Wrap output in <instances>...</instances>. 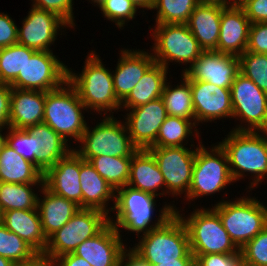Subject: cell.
Returning a JSON list of instances; mask_svg holds the SVG:
<instances>
[{
    "label": "cell",
    "mask_w": 267,
    "mask_h": 266,
    "mask_svg": "<svg viewBox=\"0 0 267 266\" xmlns=\"http://www.w3.org/2000/svg\"><path fill=\"white\" fill-rule=\"evenodd\" d=\"M218 143L226 152L234 183L251 173L246 188L250 192L267 178V131L231 130Z\"/></svg>",
    "instance_id": "obj_1"
},
{
    "label": "cell",
    "mask_w": 267,
    "mask_h": 266,
    "mask_svg": "<svg viewBox=\"0 0 267 266\" xmlns=\"http://www.w3.org/2000/svg\"><path fill=\"white\" fill-rule=\"evenodd\" d=\"M157 196L129 187L128 185L116 190L113 219L110 216V223L119 233L125 229L139 235L149 233L152 229L162 226L177 210L174 204H166L159 210L156 220H152L156 205ZM156 206V207H155ZM154 222V223H153ZM151 224V225H150Z\"/></svg>",
    "instance_id": "obj_2"
},
{
    "label": "cell",
    "mask_w": 267,
    "mask_h": 266,
    "mask_svg": "<svg viewBox=\"0 0 267 266\" xmlns=\"http://www.w3.org/2000/svg\"><path fill=\"white\" fill-rule=\"evenodd\" d=\"M87 55L81 73L68 67L67 81L76 89L88 113L90 109L99 115L114 114L121 110V102L114 92L112 71L104 66L95 50Z\"/></svg>",
    "instance_id": "obj_3"
},
{
    "label": "cell",
    "mask_w": 267,
    "mask_h": 266,
    "mask_svg": "<svg viewBox=\"0 0 267 266\" xmlns=\"http://www.w3.org/2000/svg\"><path fill=\"white\" fill-rule=\"evenodd\" d=\"M131 249L150 265L175 259H195L183 221L174 213L162 226L140 235Z\"/></svg>",
    "instance_id": "obj_4"
},
{
    "label": "cell",
    "mask_w": 267,
    "mask_h": 266,
    "mask_svg": "<svg viewBox=\"0 0 267 266\" xmlns=\"http://www.w3.org/2000/svg\"><path fill=\"white\" fill-rule=\"evenodd\" d=\"M235 199H222L212 209L219 215L232 242L241 250L267 226V206L255 196L243 195Z\"/></svg>",
    "instance_id": "obj_5"
},
{
    "label": "cell",
    "mask_w": 267,
    "mask_h": 266,
    "mask_svg": "<svg viewBox=\"0 0 267 266\" xmlns=\"http://www.w3.org/2000/svg\"><path fill=\"white\" fill-rule=\"evenodd\" d=\"M101 117L95 127L90 128L87 124L74 150L86 161L101 155L132 157L139 149L133 144L125 122L117 120L114 115Z\"/></svg>",
    "instance_id": "obj_6"
},
{
    "label": "cell",
    "mask_w": 267,
    "mask_h": 266,
    "mask_svg": "<svg viewBox=\"0 0 267 266\" xmlns=\"http://www.w3.org/2000/svg\"><path fill=\"white\" fill-rule=\"evenodd\" d=\"M84 110L76 89L66 81L60 88L46 92L43 122L67 142L73 139L78 143L87 126Z\"/></svg>",
    "instance_id": "obj_7"
},
{
    "label": "cell",
    "mask_w": 267,
    "mask_h": 266,
    "mask_svg": "<svg viewBox=\"0 0 267 266\" xmlns=\"http://www.w3.org/2000/svg\"><path fill=\"white\" fill-rule=\"evenodd\" d=\"M201 141L199 139L197 144L189 191L184 196V200L190 203L194 199L219 193L234 182L226 152L221 145L217 142V145L206 148Z\"/></svg>",
    "instance_id": "obj_8"
},
{
    "label": "cell",
    "mask_w": 267,
    "mask_h": 266,
    "mask_svg": "<svg viewBox=\"0 0 267 266\" xmlns=\"http://www.w3.org/2000/svg\"><path fill=\"white\" fill-rule=\"evenodd\" d=\"M181 210L175 213L186 226L193 255L230 254L239 249L224 229L219 215L212 208H197L188 217Z\"/></svg>",
    "instance_id": "obj_9"
},
{
    "label": "cell",
    "mask_w": 267,
    "mask_h": 266,
    "mask_svg": "<svg viewBox=\"0 0 267 266\" xmlns=\"http://www.w3.org/2000/svg\"><path fill=\"white\" fill-rule=\"evenodd\" d=\"M110 216L100 210L80 208L62 228L47 239L41 257L51 263L63 254L74 252L83 241L99 234L110 223Z\"/></svg>",
    "instance_id": "obj_10"
},
{
    "label": "cell",
    "mask_w": 267,
    "mask_h": 266,
    "mask_svg": "<svg viewBox=\"0 0 267 266\" xmlns=\"http://www.w3.org/2000/svg\"><path fill=\"white\" fill-rule=\"evenodd\" d=\"M151 31L152 55L166 69L170 62L190 67L204 52L186 24H156Z\"/></svg>",
    "instance_id": "obj_11"
},
{
    "label": "cell",
    "mask_w": 267,
    "mask_h": 266,
    "mask_svg": "<svg viewBox=\"0 0 267 266\" xmlns=\"http://www.w3.org/2000/svg\"><path fill=\"white\" fill-rule=\"evenodd\" d=\"M231 100L232 118L241 122L231 130L267 131V93L240 72L231 85Z\"/></svg>",
    "instance_id": "obj_12"
},
{
    "label": "cell",
    "mask_w": 267,
    "mask_h": 266,
    "mask_svg": "<svg viewBox=\"0 0 267 266\" xmlns=\"http://www.w3.org/2000/svg\"><path fill=\"white\" fill-rule=\"evenodd\" d=\"M67 78L68 66L58 56L52 51H36L33 55H26L22 71L10 86L48 92L60 88Z\"/></svg>",
    "instance_id": "obj_13"
},
{
    "label": "cell",
    "mask_w": 267,
    "mask_h": 266,
    "mask_svg": "<svg viewBox=\"0 0 267 266\" xmlns=\"http://www.w3.org/2000/svg\"><path fill=\"white\" fill-rule=\"evenodd\" d=\"M189 145L191 148L154 146L148 149L163 175L166 195L181 197L184 193L185 196L188 194L197 150L192 142Z\"/></svg>",
    "instance_id": "obj_14"
},
{
    "label": "cell",
    "mask_w": 267,
    "mask_h": 266,
    "mask_svg": "<svg viewBox=\"0 0 267 266\" xmlns=\"http://www.w3.org/2000/svg\"><path fill=\"white\" fill-rule=\"evenodd\" d=\"M28 15L22 20V26L18 27L17 43L36 51H53L51 46L62 35V29L70 26L55 13L31 6ZM67 27V28H66Z\"/></svg>",
    "instance_id": "obj_15"
},
{
    "label": "cell",
    "mask_w": 267,
    "mask_h": 266,
    "mask_svg": "<svg viewBox=\"0 0 267 266\" xmlns=\"http://www.w3.org/2000/svg\"><path fill=\"white\" fill-rule=\"evenodd\" d=\"M239 72L238 56L217 51H204L190 67L182 70L190 81H205L228 89Z\"/></svg>",
    "instance_id": "obj_16"
},
{
    "label": "cell",
    "mask_w": 267,
    "mask_h": 266,
    "mask_svg": "<svg viewBox=\"0 0 267 266\" xmlns=\"http://www.w3.org/2000/svg\"><path fill=\"white\" fill-rule=\"evenodd\" d=\"M126 111L124 121L133 144L138 149L154 147L160 127L167 117L162 97Z\"/></svg>",
    "instance_id": "obj_17"
},
{
    "label": "cell",
    "mask_w": 267,
    "mask_h": 266,
    "mask_svg": "<svg viewBox=\"0 0 267 266\" xmlns=\"http://www.w3.org/2000/svg\"><path fill=\"white\" fill-rule=\"evenodd\" d=\"M195 123L212 122L233 116L231 89L205 81H190Z\"/></svg>",
    "instance_id": "obj_18"
},
{
    "label": "cell",
    "mask_w": 267,
    "mask_h": 266,
    "mask_svg": "<svg viewBox=\"0 0 267 266\" xmlns=\"http://www.w3.org/2000/svg\"><path fill=\"white\" fill-rule=\"evenodd\" d=\"M44 186L82 208L80 155L73 149L43 173Z\"/></svg>",
    "instance_id": "obj_19"
},
{
    "label": "cell",
    "mask_w": 267,
    "mask_h": 266,
    "mask_svg": "<svg viewBox=\"0 0 267 266\" xmlns=\"http://www.w3.org/2000/svg\"><path fill=\"white\" fill-rule=\"evenodd\" d=\"M126 247L122 235L109 223L99 234L83 241L73 253L92 266H119Z\"/></svg>",
    "instance_id": "obj_20"
},
{
    "label": "cell",
    "mask_w": 267,
    "mask_h": 266,
    "mask_svg": "<svg viewBox=\"0 0 267 266\" xmlns=\"http://www.w3.org/2000/svg\"><path fill=\"white\" fill-rule=\"evenodd\" d=\"M154 62L151 51L121 48L116 68L112 71L114 92L120 102L129 95Z\"/></svg>",
    "instance_id": "obj_21"
},
{
    "label": "cell",
    "mask_w": 267,
    "mask_h": 266,
    "mask_svg": "<svg viewBox=\"0 0 267 266\" xmlns=\"http://www.w3.org/2000/svg\"><path fill=\"white\" fill-rule=\"evenodd\" d=\"M226 5L220 0H202L186 23L204 51H217L222 9Z\"/></svg>",
    "instance_id": "obj_22"
},
{
    "label": "cell",
    "mask_w": 267,
    "mask_h": 266,
    "mask_svg": "<svg viewBox=\"0 0 267 266\" xmlns=\"http://www.w3.org/2000/svg\"><path fill=\"white\" fill-rule=\"evenodd\" d=\"M251 22L240 5L222 9L217 52L240 56L247 50Z\"/></svg>",
    "instance_id": "obj_23"
},
{
    "label": "cell",
    "mask_w": 267,
    "mask_h": 266,
    "mask_svg": "<svg viewBox=\"0 0 267 266\" xmlns=\"http://www.w3.org/2000/svg\"><path fill=\"white\" fill-rule=\"evenodd\" d=\"M46 92L12 88L9 124L14 129H27L43 122Z\"/></svg>",
    "instance_id": "obj_24"
},
{
    "label": "cell",
    "mask_w": 267,
    "mask_h": 266,
    "mask_svg": "<svg viewBox=\"0 0 267 266\" xmlns=\"http://www.w3.org/2000/svg\"><path fill=\"white\" fill-rule=\"evenodd\" d=\"M80 183L82 189V208L100 210L107 215L115 205L116 191L101 177L94 166L80 156ZM113 201V206H108Z\"/></svg>",
    "instance_id": "obj_25"
},
{
    "label": "cell",
    "mask_w": 267,
    "mask_h": 266,
    "mask_svg": "<svg viewBox=\"0 0 267 266\" xmlns=\"http://www.w3.org/2000/svg\"><path fill=\"white\" fill-rule=\"evenodd\" d=\"M127 185L155 196H166L163 175L153 154L148 149H139L132 156L130 176ZM159 190H161V192Z\"/></svg>",
    "instance_id": "obj_26"
},
{
    "label": "cell",
    "mask_w": 267,
    "mask_h": 266,
    "mask_svg": "<svg viewBox=\"0 0 267 266\" xmlns=\"http://www.w3.org/2000/svg\"><path fill=\"white\" fill-rule=\"evenodd\" d=\"M43 194L38 197V211L41 218V227L48 239L52 234L62 228L80 209L73 201L56 195L44 185L39 191Z\"/></svg>",
    "instance_id": "obj_27"
},
{
    "label": "cell",
    "mask_w": 267,
    "mask_h": 266,
    "mask_svg": "<svg viewBox=\"0 0 267 266\" xmlns=\"http://www.w3.org/2000/svg\"><path fill=\"white\" fill-rule=\"evenodd\" d=\"M1 223L11 232L26 241L40 255L47 246L38 209L9 210L2 212Z\"/></svg>",
    "instance_id": "obj_28"
},
{
    "label": "cell",
    "mask_w": 267,
    "mask_h": 266,
    "mask_svg": "<svg viewBox=\"0 0 267 266\" xmlns=\"http://www.w3.org/2000/svg\"><path fill=\"white\" fill-rule=\"evenodd\" d=\"M0 182L44 184L43 173L7 144L0 151Z\"/></svg>",
    "instance_id": "obj_29"
},
{
    "label": "cell",
    "mask_w": 267,
    "mask_h": 266,
    "mask_svg": "<svg viewBox=\"0 0 267 266\" xmlns=\"http://www.w3.org/2000/svg\"><path fill=\"white\" fill-rule=\"evenodd\" d=\"M26 130L34 137H38L41 152L37 159V168L42 173L74 149L70 143L44 122L30 126Z\"/></svg>",
    "instance_id": "obj_30"
},
{
    "label": "cell",
    "mask_w": 267,
    "mask_h": 266,
    "mask_svg": "<svg viewBox=\"0 0 267 266\" xmlns=\"http://www.w3.org/2000/svg\"><path fill=\"white\" fill-rule=\"evenodd\" d=\"M168 69L154 62L144 73L129 95L121 102V109L136 108L162 97Z\"/></svg>",
    "instance_id": "obj_31"
},
{
    "label": "cell",
    "mask_w": 267,
    "mask_h": 266,
    "mask_svg": "<svg viewBox=\"0 0 267 266\" xmlns=\"http://www.w3.org/2000/svg\"><path fill=\"white\" fill-rule=\"evenodd\" d=\"M181 83L172 85L166 82L162 93L167 116H176L186 120H195L194 106L192 102V91L190 80L181 74ZM171 84V85H170Z\"/></svg>",
    "instance_id": "obj_32"
},
{
    "label": "cell",
    "mask_w": 267,
    "mask_h": 266,
    "mask_svg": "<svg viewBox=\"0 0 267 266\" xmlns=\"http://www.w3.org/2000/svg\"><path fill=\"white\" fill-rule=\"evenodd\" d=\"M43 185L0 182L1 211L38 209L39 196L38 193H35V190L37 188L38 191L41 190ZM34 187H36L35 190Z\"/></svg>",
    "instance_id": "obj_33"
},
{
    "label": "cell",
    "mask_w": 267,
    "mask_h": 266,
    "mask_svg": "<svg viewBox=\"0 0 267 266\" xmlns=\"http://www.w3.org/2000/svg\"><path fill=\"white\" fill-rule=\"evenodd\" d=\"M195 127V128H194ZM194 128V130H193ZM195 120H186L176 116H167L160 127L154 146L181 147L187 146L189 136L200 137ZM187 139V140H186ZM186 141V142H185ZM184 143V144H183Z\"/></svg>",
    "instance_id": "obj_34"
},
{
    "label": "cell",
    "mask_w": 267,
    "mask_h": 266,
    "mask_svg": "<svg viewBox=\"0 0 267 266\" xmlns=\"http://www.w3.org/2000/svg\"><path fill=\"white\" fill-rule=\"evenodd\" d=\"M0 256L15 265L30 264L41 257L26 241L0 223Z\"/></svg>",
    "instance_id": "obj_35"
},
{
    "label": "cell",
    "mask_w": 267,
    "mask_h": 266,
    "mask_svg": "<svg viewBox=\"0 0 267 266\" xmlns=\"http://www.w3.org/2000/svg\"><path fill=\"white\" fill-rule=\"evenodd\" d=\"M132 157H93L89 162L95 170L116 191L127 185L130 176V165Z\"/></svg>",
    "instance_id": "obj_36"
},
{
    "label": "cell",
    "mask_w": 267,
    "mask_h": 266,
    "mask_svg": "<svg viewBox=\"0 0 267 266\" xmlns=\"http://www.w3.org/2000/svg\"><path fill=\"white\" fill-rule=\"evenodd\" d=\"M202 0H154L156 24H186L194 8Z\"/></svg>",
    "instance_id": "obj_37"
},
{
    "label": "cell",
    "mask_w": 267,
    "mask_h": 266,
    "mask_svg": "<svg viewBox=\"0 0 267 266\" xmlns=\"http://www.w3.org/2000/svg\"><path fill=\"white\" fill-rule=\"evenodd\" d=\"M36 50L20 44L0 49V82L11 84L22 71L26 55H33Z\"/></svg>",
    "instance_id": "obj_38"
},
{
    "label": "cell",
    "mask_w": 267,
    "mask_h": 266,
    "mask_svg": "<svg viewBox=\"0 0 267 266\" xmlns=\"http://www.w3.org/2000/svg\"><path fill=\"white\" fill-rule=\"evenodd\" d=\"M238 58L240 73L267 93V54L245 51Z\"/></svg>",
    "instance_id": "obj_39"
},
{
    "label": "cell",
    "mask_w": 267,
    "mask_h": 266,
    "mask_svg": "<svg viewBox=\"0 0 267 266\" xmlns=\"http://www.w3.org/2000/svg\"><path fill=\"white\" fill-rule=\"evenodd\" d=\"M6 130V144L37 167V159L41 152L38 137H34L26 129L9 127Z\"/></svg>",
    "instance_id": "obj_40"
},
{
    "label": "cell",
    "mask_w": 267,
    "mask_h": 266,
    "mask_svg": "<svg viewBox=\"0 0 267 266\" xmlns=\"http://www.w3.org/2000/svg\"><path fill=\"white\" fill-rule=\"evenodd\" d=\"M98 7L104 18L114 22L121 30L129 20L133 21L138 11L131 0H105Z\"/></svg>",
    "instance_id": "obj_41"
},
{
    "label": "cell",
    "mask_w": 267,
    "mask_h": 266,
    "mask_svg": "<svg viewBox=\"0 0 267 266\" xmlns=\"http://www.w3.org/2000/svg\"><path fill=\"white\" fill-rule=\"evenodd\" d=\"M240 251L245 266H267V226Z\"/></svg>",
    "instance_id": "obj_42"
},
{
    "label": "cell",
    "mask_w": 267,
    "mask_h": 266,
    "mask_svg": "<svg viewBox=\"0 0 267 266\" xmlns=\"http://www.w3.org/2000/svg\"><path fill=\"white\" fill-rule=\"evenodd\" d=\"M32 7L42 9L45 11H49L55 13L60 18H62L70 28H74L76 24L74 23V13H73V5L74 0H31Z\"/></svg>",
    "instance_id": "obj_43"
},
{
    "label": "cell",
    "mask_w": 267,
    "mask_h": 266,
    "mask_svg": "<svg viewBox=\"0 0 267 266\" xmlns=\"http://www.w3.org/2000/svg\"><path fill=\"white\" fill-rule=\"evenodd\" d=\"M195 266H245L243 256L239 250L230 254L194 255Z\"/></svg>",
    "instance_id": "obj_44"
},
{
    "label": "cell",
    "mask_w": 267,
    "mask_h": 266,
    "mask_svg": "<svg viewBox=\"0 0 267 266\" xmlns=\"http://www.w3.org/2000/svg\"><path fill=\"white\" fill-rule=\"evenodd\" d=\"M246 51L267 54V22L251 23Z\"/></svg>",
    "instance_id": "obj_45"
},
{
    "label": "cell",
    "mask_w": 267,
    "mask_h": 266,
    "mask_svg": "<svg viewBox=\"0 0 267 266\" xmlns=\"http://www.w3.org/2000/svg\"><path fill=\"white\" fill-rule=\"evenodd\" d=\"M18 26L8 14L0 13V49L17 44Z\"/></svg>",
    "instance_id": "obj_46"
},
{
    "label": "cell",
    "mask_w": 267,
    "mask_h": 266,
    "mask_svg": "<svg viewBox=\"0 0 267 266\" xmlns=\"http://www.w3.org/2000/svg\"><path fill=\"white\" fill-rule=\"evenodd\" d=\"M240 6L251 23L267 22V0H245Z\"/></svg>",
    "instance_id": "obj_47"
},
{
    "label": "cell",
    "mask_w": 267,
    "mask_h": 266,
    "mask_svg": "<svg viewBox=\"0 0 267 266\" xmlns=\"http://www.w3.org/2000/svg\"><path fill=\"white\" fill-rule=\"evenodd\" d=\"M12 87L0 82V128H9L10 99Z\"/></svg>",
    "instance_id": "obj_48"
},
{
    "label": "cell",
    "mask_w": 267,
    "mask_h": 266,
    "mask_svg": "<svg viewBox=\"0 0 267 266\" xmlns=\"http://www.w3.org/2000/svg\"><path fill=\"white\" fill-rule=\"evenodd\" d=\"M51 266H92L87 260L72 253L63 254L55 258Z\"/></svg>",
    "instance_id": "obj_49"
},
{
    "label": "cell",
    "mask_w": 267,
    "mask_h": 266,
    "mask_svg": "<svg viewBox=\"0 0 267 266\" xmlns=\"http://www.w3.org/2000/svg\"><path fill=\"white\" fill-rule=\"evenodd\" d=\"M119 266H151L138 256L129 246L121 256Z\"/></svg>",
    "instance_id": "obj_50"
},
{
    "label": "cell",
    "mask_w": 267,
    "mask_h": 266,
    "mask_svg": "<svg viewBox=\"0 0 267 266\" xmlns=\"http://www.w3.org/2000/svg\"><path fill=\"white\" fill-rule=\"evenodd\" d=\"M151 266H195V259H175V261L159 262Z\"/></svg>",
    "instance_id": "obj_51"
},
{
    "label": "cell",
    "mask_w": 267,
    "mask_h": 266,
    "mask_svg": "<svg viewBox=\"0 0 267 266\" xmlns=\"http://www.w3.org/2000/svg\"><path fill=\"white\" fill-rule=\"evenodd\" d=\"M133 4L139 9L142 8L143 12L144 9L147 11L151 10L154 4V0H131Z\"/></svg>",
    "instance_id": "obj_52"
},
{
    "label": "cell",
    "mask_w": 267,
    "mask_h": 266,
    "mask_svg": "<svg viewBox=\"0 0 267 266\" xmlns=\"http://www.w3.org/2000/svg\"><path fill=\"white\" fill-rule=\"evenodd\" d=\"M16 266H51L43 257H40L36 261L26 264V265H16Z\"/></svg>",
    "instance_id": "obj_53"
},
{
    "label": "cell",
    "mask_w": 267,
    "mask_h": 266,
    "mask_svg": "<svg viewBox=\"0 0 267 266\" xmlns=\"http://www.w3.org/2000/svg\"><path fill=\"white\" fill-rule=\"evenodd\" d=\"M3 129H7V128H0V151L2 150L3 146L6 144V134L2 133Z\"/></svg>",
    "instance_id": "obj_54"
},
{
    "label": "cell",
    "mask_w": 267,
    "mask_h": 266,
    "mask_svg": "<svg viewBox=\"0 0 267 266\" xmlns=\"http://www.w3.org/2000/svg\"><path fill=\"white\" fill-rule=\"evenodd\" d=\"M0 266H16L11 260L0 256Z\"/></svg>",
    "instance_id": "obj_55"
},
{
    "label": "cell",
    "mask_w": 267,
    "mask_h": 266,
    "mask_svg": "<svg viewBox=\"0 0 267 266\" xmlns=\"http://www.w3.org/2000/svg\"><path fill=\"white\" fill-rule=\"evenodd\" d=\"M221 2L227 4V5H240L242 4L245 0H220Z\"/></svg>",
    "instance_id": "obj_56"
},
{
    "label": "cell",
    "mask_w": 267,
    "mask_h": 266,
    "mask_svg": "<svg viewBox=\"0 0 267 266\" xmlns=\"http://www.w3.org/2000/svg\"><path fill=\"white\" fill-rule=\"evenodd\" d=\"M89 2H91V4L93 3L94 6H99L100 4H102L105 0H88Z\"/></svg>",
    "instance_id": "obj_57"
},
{
    "label": "cell",
    "mask_w": 267,
    "mask_h": 266,
    "mask_svg": "<svg viewBox=\"0 0 267 266\" xmlns=\"http://www.w3.org/2000/svg\"><path fill=\"white\" fill-rule=\"evenodd\" d=\"M1 219H2V211L0 209V223H1Z\"/></svg>",
    "instance_id": "obj_58"
}]
</instances>
